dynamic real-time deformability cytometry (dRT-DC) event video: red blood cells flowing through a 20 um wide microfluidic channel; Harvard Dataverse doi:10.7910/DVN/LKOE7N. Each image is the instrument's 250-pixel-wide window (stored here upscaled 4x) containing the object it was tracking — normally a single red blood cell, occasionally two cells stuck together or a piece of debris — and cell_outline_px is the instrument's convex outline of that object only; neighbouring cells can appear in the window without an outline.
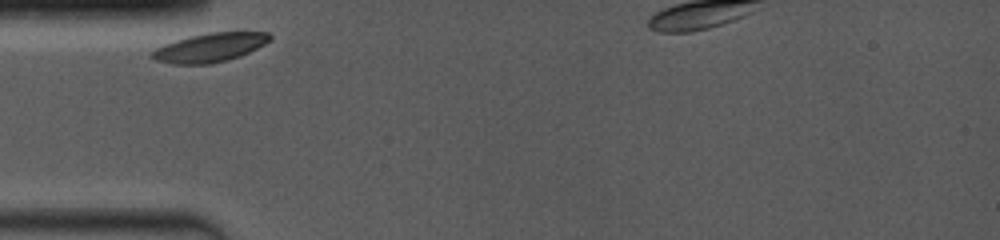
{"species": "common noctule bat (a hibernating species)", "species_latin": "Nyctalus noctula", "temperature_condition": "room temperature", "stored_images_in_passage": 34, "camera_frame_rate_fps": 4000, "um_per_image_px": 0.085, "animal": {"sex": "female", "body_mass_g": 19.0, "forearm_length_mm": 53.3}, "frame": {"image": 1, "passage_image": 1, "time_ms": 0.0, "image_size_px": [1000, 240], "cell_outline_px": [[272, 36], [264, 44], [240, 56], [228, 60], [208, 64], [172, 64], [156, 60], [152, 56], [152, 52], [156, 48], [164, 44], [176, 40], [208, 32], [268, 32]], "centroid_in_image_um": [17.83, 4.04], "position_along_channel_um": 67.2, "area_um2": 19.54}}
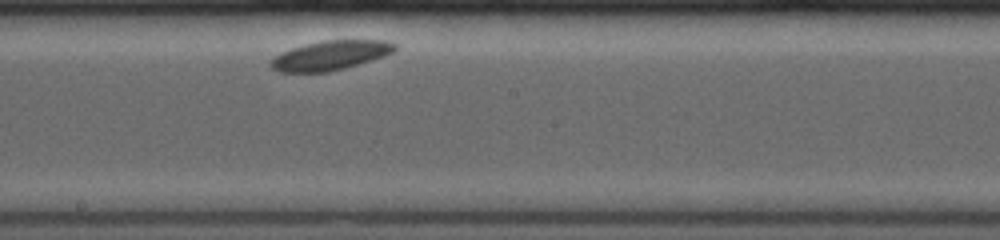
{"frame": {"image": 2, "passage_image": 19, "time_ms": 4.5, "image_size_px": [1000, 240], "cell_outline_px": [[396, 48], [392, 52], [384, 56], [344, 68], [328, 72], [280, 72], [272, 68], [268, 64], [280, 52], [304, 44], [324, 40], [388, 40], [396, 44]], "centroid_in_image_um": [28.07, 4.7], "position_along_channel_um": 220.1, "area_um2": 21.15}}
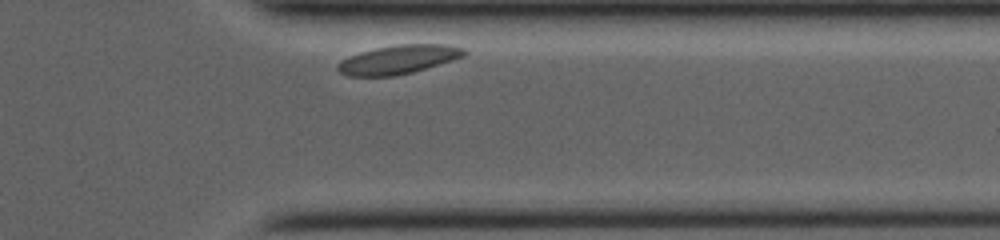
{"frame": {"image": 3, "passage_image": 33, "time_ms": 9.0, "image_size_px": [1000, 240], "cell_outline_px": [[468, 52], [464, 56], [452, 60], [412, 72], [396, 76], [348, 76], [340, 72], [336, 68], [336, 64], [340, 60], [348, 56], [360, 52], [376, 48], [396, 44], [448, 44], [464, 48]], "centroid_in_image_um": [33.84, 5.05], "position_along_channel_um": 377.6, "area_um2": 21.33}}